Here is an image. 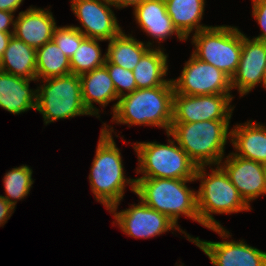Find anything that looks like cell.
<instances>
[{
    "instance_id": "obj_1",
    "label": "cell",
    "mask_w": 266,
    "mask_h": 266,
    "mask_svg": "<svg viewBox=\"0 0 266 266\" xmlns=\"http://www.w3.org/2000/svg\"><path fill=\"white\" fill-rule=\"evenodd\" d=\"M103 125L88 178L96 200L109 210L120 204L128 184L135 192L136 179L125 177L121 152L112 135L113 127Z\"/></svg>"
},
{
    "instance_id": "obj_2",
    "label": "cell",
    "mask_w": 266,
    "mask_h": 266,
    "mask_svg": "<svg viewBox=\"0 0 266 266\" xmlns=\"http://www.w3.org/2000/svg\"><path fill=\"white\" fill-rule=\"evenodd\" d=\"M205 169L206 166L198 167L195 175V180L201 182L197 191L200 224L218 233L223 239L229 238L232 235L215 220L213 213L231 214L249 211L252 208L245 203L237 188L219 165L216 169L210 166L211 174H208Z\"/></svg>"
},
{
    "instance_id": "obj_3",
    "label": "cell",
    "mask_w": 266,
    "mask_h": 266,
    "mask_svg": "<svg viewBox=\"0 0 266 266\" xmlns=\"http://www.w3.org/2000/svg\"><path fill=\"white\" fill-rule=\"evenodd\" d=\"M173 85L136 89L119 98L112 107L117 124L146 125L163 128L169 133L173 120Z\"/></svg>"
},
{
    "instance_id": "obj_4",
    "label": "cell",
    "mask_w": 266,
    "mask_h": 266,
    "mask_svg": "<svg viewBox=\"0 0 266 266\" xmlns=\"http://www.w3.org/2000/svg\"><path fill=\"white\" fill-rule=\"evenodd\" d=\"M229 124L230 120L172 123L167 136L176 140L197 167L219 165L231 138Z\"/></svg>"
},
{
    "instance_id": "obj_5",
    "label": "cell",
    "mask_w": 266,
    "mask_h": 266,
    "mask_svg": "<svg viewBox=\"0 0 266 266\" xmlns=\"http://www.w3.org/2000/svg\"><path fill=\"white\" fill-rule=\"evenodd\" d=\"M195 179L136 178L135 194L148 207L166 215L178 226L180 215L198 222L197 191L187 187Z\"/></svg>"
},
{
    "instance_id": "obj_6",
    "label": "cell",
    "mask_w": 266,
    "mask_h": 266,
    "mask_svg": "<svg viewBox=\"0 0 266 266\" xmlns=\"http://www.w3.org/2000/svg\"><path fill=\"white\" fill-rule=\"evenodd\" d=\"M168 142L134 143L139 162L136 171L143 175L139 178L195 179L197 165L174 138Z\"/></svg>"
},
{
    "instance_id": "obj_7",
    "label": "cell",
    "mask_w": 266,
    "mask_h": 266,
    "mask_svg": "<svg viewBox=\"0 0 266 266\" xmlns=\"http://www.w3.org/2000/svg\"><path fill=\"white\" fill-rule=\"evenodd\" d=\"M37 87L36 111L43 115L45 125L58 119L91 115L86 109L79 75L73 73L41 80Z\"/></svg>"
},
{
    "instance_id": "obj_8",
    "label": "cell",
    "mask_w": 266,
    "mask_h": 266,
    "mask_svg": "<svg viewBox=\"0 0 266 266\" xmlns=\"http://www.w3.org/2000/svg\"><path fill=\"white\" fill-rule=\"evenodd\" d=\"M193 55L232 78L242 53V33L234 26H210L192 36Z\"/></svg>"
},
{
    "instance_id": "obj_9",
    "label": "cell",
    "mask_w": 266,
    "mask_h": 266,
    "mask_svg": "<svg viewBox=\"0 0 266 266\" xmlns=\"http://www.w3.org/2000/svg\"><path fill=\"white\" fill-rule=\"evenodd\" d=\"M232 94L184 95L174 92L172 123L230 120Z\"/></svg>"
},
{
    "instance_id": "obj_10",
    "label": "cell",
    "mask_w": 266,
    "mask_h": 266,
    "mask_svg": "<svg viewBox=\"0 0 266 266\" xmlns=\"http://www.w3.org/2000/svg\"><path fill=\"white\" fill-rule=\"evenodd\" d=\"M174 92L184 95L230 94L231 78L215 66L193 54L183 67L181 76L172 79Z\"/></svg>"
},
{
    "instance_id": "obj_11",
    "label": "cell",
    "mask_w": 266,
    "mask_h": 266,
    "mask_svg": "<svg viewBox=\"0 0 266 266\" xmlns=\"http://www.w3.org/2000/svg\"><path fill=\"white\" fill-rule=\"evenodd\" d=\"M117 208L118 204H115L109 212L114 214L119 228L133 238H151L170 230L180 231L189 241L193 238L166 215L148 207L141 200L138 204H132L128 209L120 212H117Z\"/></svg>"
},
{
    "instance_id": "obj_12",
    "label": "cell",
    "mask_w": 266,
    "mask_h": 266,
    "mask_svg": "<svg viewBox=\"0 0 266 266\" xmlns=\"http://www.w3.org/2000/svg\"><path fill=\"white\" fill-rule=\"evenodd\" d=\"M71 10L81 23L76 27L85 37L110 41L123 30L108 0H70ZM84 29V30H83Z\"/></svg>"
},
{
    "instance_id": "obj_13",
    "label": "cell",
    "mask_w": 266,
    "mask_h": 266,
    "mask_svg": "<svg viewBox=\"0 0 266 266\" xmlns=\"http://www.w3.org/2000/svg\"><path fill=\"white\" fill-rule=\"evenodd\" d=\"M224 163V164H222ZM219 166L228 175L240 196L250 207V202L266 192V165L235 155L226 156Z\"/></svg>"
},
{
    "instance_id": "obj_14",
    "label": "cell",
    "mask_w": 266,
    "mask_h": 266,
    "mask_svg": "<svg viewBox=\"0 0 266 266\" xmlns=\"http://www.w3.org/2000/svg\"><path fill=\"white\" fill-rule=\"evenodd\" d=\"M190 242L199 247L214 266H266V252L243 240L213 242L193 237Z\"/></svg>"
},
{
    "instance_id": "obj_15",
    "label": "cell",
    "mask_w": 266,
    "mask_h": 266,
    "mask_svg": "<svg viewBox=\"0 0 266 266\" xmlns=\"http://www.w3.org/2000/svg\"><path fill=\"white\" fill-rule=\"evenodd\" d=\"M266 68V42L249 39L242 33V53L231 86L237 88L241 97L258 84H262Z\"/></svg>"
},
{
    "instance_id": "obj_16",
    "label": "cell",
    "mask_w": 266,
    "mask_h": 266,
    "mask_svg": "<svg viewBox=\"0 0 266 266\" xmlns=\"http://www.w3.org/2000/svg\"><path fill=\"white\" fill-rule=\"evenodd\" d=\"M56 27L49 9L30 6L27 10L21 11L15 19L13 36L37 49L52 40Z\"/></svg>"
},
{
    "instance_id": "obj_17",
    "label": "cell",
    "mask_w": 266,
    "mask_h": 266,
    "mask_svg": "<svg viewBox=\"0 0 266 266\" xmlns=\"http://www.w3.org/2000/svg\"><path fill=\"white\" fill-rule=\"evenodd\" d=\"M133 12L136 23L147 35L158 40L159 45L173 34H176L180 41H187L174 27L164 0H144Z\"/></svg>"
},
{
    "instance_id": "obj_18",
    "label": "cell",
    "mask_w": 266,
    "mask_h": 266,
    "mask_svg": "<svg viewBox=\"0 0 266 266\" xmlns=\"http://www.w3.org/2000/svg\"><path fill=\"white\" fill-rule=\"evenodd\" d=\"M30 81L0 71V107L13 114L36 110L37 89H30Z\"/></svg>"
},
{
    "instance_id": "obj_19",
    "label": "cell",
    "mask_w": 266,
    "mask_h": 266,
    "mask_svg": "<svg viewBox=\"0 0 266 266\" xmlns=\"http://www.w3.org/2000/svg\"><path fill=\"white\" fill-rule=\"evenodd\" d=\"M81 81L82 99L86 109L96 118L99 110L93 103L107 106L109 102L119 100L116 89L105 66L79 75Z\"/></svg>"
},
{
    "instance_id": "obj_20",
    "label": "cell",
    "mask_w": 266,
    "mask_h": 266,
    "mask_svg": "<svg viewBox=\"0 0 266 266\" xmlns=\"http://www.w3.org/2000/svg\"><path fill=\"white\" fill-rule=\"evenodd\" d=\"M231 143L237 156L266 165V126L250 120L231 130Z\"/></svg>"
},
{
    "instance_id": "obj_21",
    "label": "cell",
    "mask_w": 266,
    "mask_h": 266,
    "mask_svg": "<svg viewBox=\"0 0 266 266\" xmlns=\"http://www.w3.org/2000/svg\"><path fill=\"white\" fill-rule=\"evenodd\" d=\"M168 55L163 49L149 48L132 70L137 89L173 85L172 79H164L168 71Z\"/></svg>"
},
{
    "instance_id": "obj_22",
    "label": "cell",
    "mask_w": 266,
    "mask_h": 266,
    "mask_svg": "<svg viewBox=\"0 0 266 266\" xmlns=\"http://www.w3.org/2000/svg\"><path fill=\"white\" fill-rule=\"evenodd\" d=\"M1 71L29 80H37L36 49L12 36L1 56Z\"/></svg>"
},
{
    "instance_id": "obj_23",
    "label": "cell",
    "mask_w": 266,
    "mask_h": 266,
    "mask_svg": "<svg viewBox=\"0 0 266 266\" xmlns=\"http://www.w3.org/2000/svg\"><path fill=\"white\" fill-rule=\"evenodd\" d=\"M166 11L174 27L187 40L190 33H197L210 26L201 25L205 0H164Z\"/></svg>"
},
{
    "instance_id": "obj_24",
    "label": "cell",
    "mask_w": 266,
    "mask_h": 266,
    "mask_svg": "<svg viewBox=\"0 0 266 266\" xmlns=\"http://www.w3.org/2000/svg\"><path fill=\"white\" fill-rule=\"evenodd\" d=\"M108 42L106 59L112 64L131 71L136 67L143 54L152 47V42L145 44L123 31Z\"/></svg>"
},
{
    "instance_id": "obj_25",
    "label": "cell",
    "mask_w": 266,
    "mask_h": 266,
    "mask_svg": "<svg viewBox=\"0 0 266 266\" xmlns=\"http://www.w3.org/2000/svg\"><path fill=\"white\" fill-rule=\"evenodd\" d=\"M71 73L70 59L50 40L36 49L37 81ZM42 78V79H41Z\"/></svg>"
},
{
    "instance_id": "obj_26",
    "label": "cell",
    "mask_w": 266,
    "mask_h": 266,
    "mask_svg": "<svg viewBox=\"0 0 266 266\" xmlns=\"http://www.w3.org/2000/svg\"><path fill=\"white\" fill-rule=\"evenodd\" d=\"M99 39L85 37L75 54L70 58L71 73L81 75L105 65L106 53L102 56Z\"/></svg>"
},
{
    "instance_id": "obj_27",
    "label": "cell",
    "mask_w": 266,
    "mask_h": 266,
    "mask_svg": "<svg viewBox=\"0 0 266 266\" xmlns=\"http://www.w3.org/2000/svg\"><path fill=\"white\" fill-rule=\"evenodd\" d=\"M33 170L27 165L14 167L6 172L3 177L4 197L13 207L16 206L17 200L28 196L34 180L32 178ZM15 199V200H14Z\"/></svg>"
},
{
    "instance_id": "obj_28",
    "label": "cell",
    "mask_w": 266,
    "mask_h": 266,
    "mask_svg": "<svg viewBox=\"0 0 266 266\" xmlns=\"http://www.w3.org/2000/svg\"><path fill=\"white\" fill-rule=\"evenodd\" d=\"M84 38L85 36L74 25H67L62 27L57 26L54 30L52 40L55 41L58 47L70 59Z\"/></svg>"
},
{
    "instance_id": "obj_29",
    "label": "cell",
    "mask_w": 266,
    "mask_h": 266,
    "mask_svg": "<svg viewBox=\"0 0 266 266\" xmlns=\"http://www.w3.org/2000/svg\"><path fill=\"white\" fill-rule=\"evenodd\" d=\"M104 66L107 68L110 78L113 81L118 98L130 94L137 89L131 70L112 64L107 59Z\"/></svg>"
},
{
    "instance_id": "obj_30",
    "label": "cell",
    "mask_w": 266,
    "mask_h": 266,
    "mask_svg": "<svg viewBox=\"0 0 266 266\" xmlns=\"http://www.w3.org/2000/svg\"><path fill=\"white\" fill-rule=\"evenodd\" d=\"M252 15L260 25L262 33L253 39L266 42V0H252Z\"/></svg>"
},
{
    "instance_id": "obj_31",
    "label": "cell",
    "mask_w": 266,
    "mask_h": 266,
    "mask_svg": "<svg viewBox=\"0 0 266 266\" xmlns=\"http://www.w3.org/2000/svg\"><path fill=\"white\" fill-rule=\"evenodd\" d=\"M13 207L2 195H0V226L2 227L14 213Z\"/></svg>"
},
{
    "instance_id": "obj_32",
    "label": "cell",
    "mask_w": 266,
    "mask_h": 266,
    "mask_svg": "<svg viewBox=\"0 0 266 266\" xmlns=\"http://www.w3.org/2000/svg\"><path fill=\"white\" fill-rule=\"evenodd\" d=\"M13 26L12 31L9 26ZM15 20L13 12L1 11L0 10V31L1 32H14Z\"/></svg>"
},
{
    "instance_id": "obj_33",
    "label": "cell",
    "mask_w": 266,
    "mask_h": 266,
    "mask_svg": "<svg viewBox=\"0 0 266 266\" xmlns=\"http://www.w3.org/2000/svg\"><path fill=\"white\" fill-rule=\"evenodd\" d=\"M22 3L23 0H0V10L14 13Z\"/></svg>"
},
{
    "instance_id": "obj_34",
    "label": "cell",
    "mask_w": 266,
    "mask_h": 266,
    "mask_svg": "<svg viewBox=\"0 0 266 266\" xmlns=\"http://www.w3.org/2000/svg\"><path fill=\"white\" fill-rule=\"evenodd\" d=\"M116 9L133 6L135 8L144 0H108Z\"/></svg>"
},
{
    "instance_id": "obj_35",
    "label": "cell",
    "mask_w": 266,
    "mask_h": 266,
    "mask_svg": "<svg viewBox=\"0 0 266 266\" xmlns=\"http://www.w3.org/2000/svg\"><path fill=\"white\" fill-rule=\"evenodd\" d=\"M14 32H1L0 31V56L3 55L6 50L10 39L12 38Z\"/></svg>"
},
{
    "instance_id": "obj_36",
    "label": "cell",
    "mask_w": 266,
    "mask_h": 266,
    "mask_svg": "<svg viewBox=\"0 0 266 266\" xmlns=\"http://www.w3.org/2000/svg\"><path fill=\"white\" fill-rule=\"evenodd\" d=\"M262 85L265 87L266 89V68L264 70V74H263V79H262Z\"/></svg>"
}]
</instances>
